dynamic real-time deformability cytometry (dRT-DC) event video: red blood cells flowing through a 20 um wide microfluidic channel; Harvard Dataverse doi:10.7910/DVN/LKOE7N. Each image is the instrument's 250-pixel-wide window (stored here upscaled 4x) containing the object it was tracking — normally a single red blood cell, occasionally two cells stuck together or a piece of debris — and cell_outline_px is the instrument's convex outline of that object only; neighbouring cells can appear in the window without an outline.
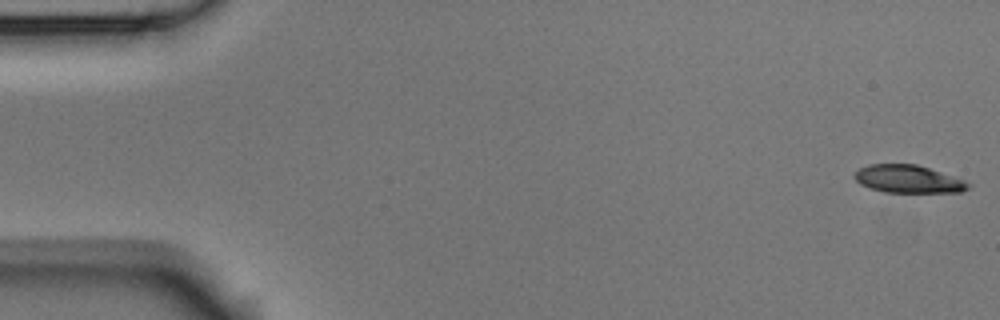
{"species": "Egyptian fruit bat (a non-hibernating species)", "species_latin": "Rousettus aegyptiacus", "temperature_condition": "room temperature", "stored_images_in_passage": 5, "segment_of_instrument_passage": [1, 2], "camera_frame_rate_fps": 3000, "um_per_image_px": 0.085, "animal": {"sex": "male"}, "frame": {"image": 1, "passage_image": 1, "time_ms": 0.0, "image_size_px": [1000, 320], "cell_outline_px": [[972, 188], [960, 192], [884, 192], [860, 184], [856, 180], [856, 172], [860, 168], [868, 164], [916, 164], [964, 180], [972, 184]], "centroid_in_image_um": [77.24, 15.22], "position_along_channel_um": 7.8, "area_um2": 18.21}}
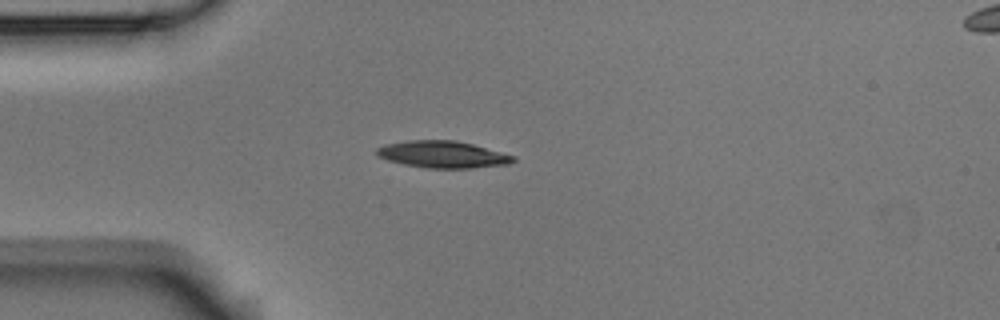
{"frame": {"image": 2, "passage_image": 4, "time_ms": 1.0, "image_size_px": [1000, 320], "cell_outline_px": [[516, 160], [508, 164], [472, 168], [428, 168], [404, 164], [388, 160], [376, 156], [376, 148], [384, 144], [408, 140], [456, 140], [472, 144], [516, 156]], "centroid_in_image_um": [37.61, 13.12], "position_along_channel_um": 47.4, "area_um2": 21.44}}